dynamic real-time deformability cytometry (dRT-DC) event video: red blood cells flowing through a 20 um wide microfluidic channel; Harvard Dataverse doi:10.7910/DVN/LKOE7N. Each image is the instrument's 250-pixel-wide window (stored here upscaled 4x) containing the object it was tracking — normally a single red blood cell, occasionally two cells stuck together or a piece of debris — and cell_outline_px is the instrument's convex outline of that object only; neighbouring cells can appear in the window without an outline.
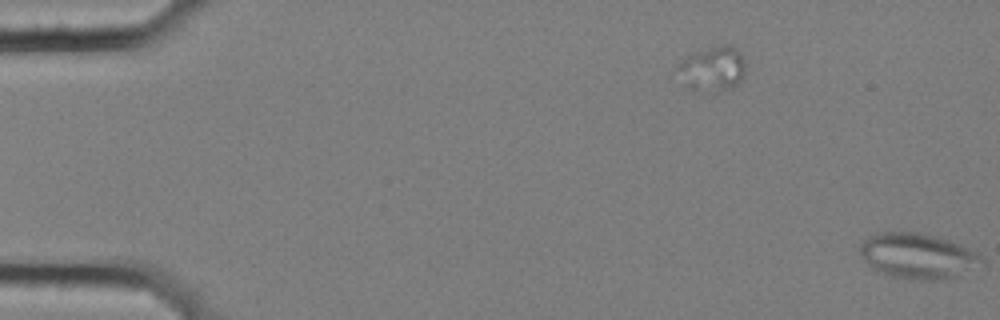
{"species": "common noctule bat (a hibernating species)", "species_latin": "Nyctalus noctula", "temperature_condition": "cold", "stored_images_in_passage": 7, "segment_of_instrument_passage": [2, 2], "camera_frame_rate_fps": 3000, "um_per_image_px": 0.085, "animal": {"sex": "female", "body_mass_g": 25.1}, "frame": {"image": 1, "passage_image": 7, "time_ms": 2.0, "image_size_px": [1000, 320], "cell_outline_px": [[984, 264], [956, 276], [940, 280], [920, 280], [892, 276], [868, 264], [864, 260], [860, 252], [860, 244], [864, 240], [876, 232], [916, 232], [948, 240], [976, 252], [984, 260]], "centroid_in_image_um": [78.02, 21.75], "position_along_channel_um": 7.0, "area_um2": 31.62}}